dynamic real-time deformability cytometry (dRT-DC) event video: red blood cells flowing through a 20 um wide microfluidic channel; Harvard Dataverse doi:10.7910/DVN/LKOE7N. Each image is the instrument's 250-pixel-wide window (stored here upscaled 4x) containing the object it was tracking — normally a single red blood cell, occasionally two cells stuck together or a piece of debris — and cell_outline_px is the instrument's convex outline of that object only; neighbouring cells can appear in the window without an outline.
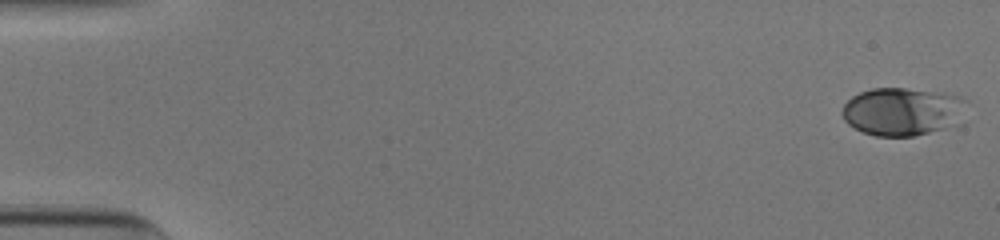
{"species": "human", "species_latin": "Homo sapiens", "temperature_condition": "cold", "stored_images_in_passage": 53, "camera_frame_rate_fps": 3000, "um_per_image_px": 0.085, "donor": {"sex": "male"}, "frame": {"image": 1, "passage_image": 1, "time_ms": 0.0, "image_size_px": [1000, 240], "cell_outline_px": [[968, 100], [964, 124], [912, 136], [876, 136], [864, 132], [848, 124], [844, 120], [840, 112], [844, 104], [852, 96], [860, 92], [872, 88], [904, 88], [944, 92], [960, 96]], "centroid_in_image_um": [76.81, 9.47], "position_along_channel_um": 8.2, "area_um2": 35.72}}
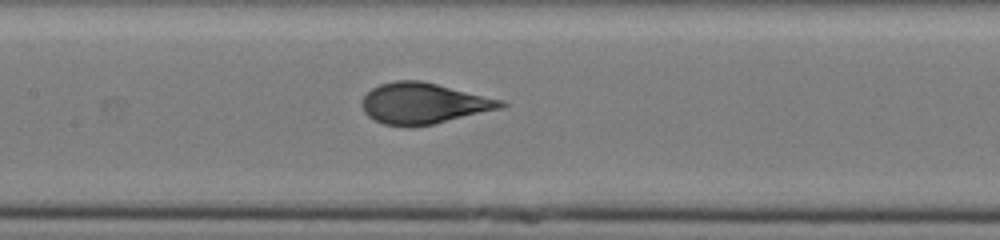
{"frame": {"image": 2, "passage_image": 26, "time_ms": 8.333, "image_size_px": [1000, 240], "cell_outline_px": [[508, 104], [504, 108], [432, 124], [412, 128], [384, 124], [368, 116], [364, 112], [364, 96], [372, 88], [380, 84], [396, 80], [420, 80], [504, 100]], "centroid_in_image_um": [36.04, 8.79], "position_along_channel_um": 171.4, "area_um2": 33.06}}
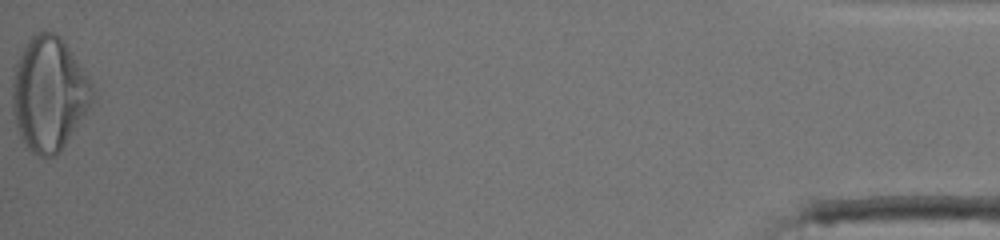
{"frame": {"image": 3, "passage_image": 53, "time_ms": 17.333, "image_size_px": [1000, 240], "cell_outline_px": [[92, 96], [88, 108], [56, 156], [40, 156], [32, 152], [28, 148], [20, 136], [16, 124], [12, 108], [12, 76], [20, 52], [28, 40], [36, 32], [44, 28], [56, 32], [64, 40], [92, 84]], "centroid_in_image_um": [4.12, 7.91], "position_along_channel_um": 431.1, "area_um2": 52.66}, "authors_computed_cell_mechanics": {"area_um2": 33.1194, "velocity_mm_per_s": 3.9114, "shape_relaxation_time_tau1_ms": 4.1633, "shape_relaxation_time_tau2_ms": null, "deformation_change_tau1": 0.1893, "deformation_change_tau2": null}}